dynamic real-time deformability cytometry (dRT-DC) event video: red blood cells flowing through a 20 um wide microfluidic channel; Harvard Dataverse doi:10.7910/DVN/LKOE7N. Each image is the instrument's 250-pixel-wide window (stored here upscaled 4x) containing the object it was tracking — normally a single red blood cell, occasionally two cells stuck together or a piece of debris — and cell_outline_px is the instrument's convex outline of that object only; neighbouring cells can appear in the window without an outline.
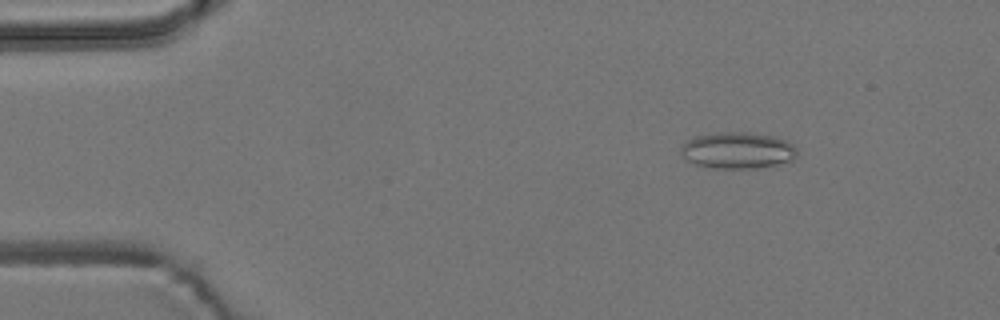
{"species": "common noctule bat (a hibernating species)", "species_latin": "Nyctalus noctula", "temperature_condition": "room temperature", "stored_images_in_passage": 7, "camera_frame_rate_fps": 3000, "um_per_image_px": 0.085, "animal": {"sex": "male", "body_mass_g": 19.2, "forearm_length_mm": 51.8}, "frame": {"image": 1, "passage_image": 3, "time_ms": 2.333, "image_size_px": [1000, 320], "cell_outline_px": [[796, 156], [792, 164], [756, 168], [716, 168], [696, 164], [684, 160], [680, 152], [680, 144], [692, 136], [716, 132], [748, 132], [772, 136], [788, 140], [796, 148]], "centroid_in_image_um": [62.71, 12.79], "position_along_channel_um": 22.3, "area_um2": 25.49}}
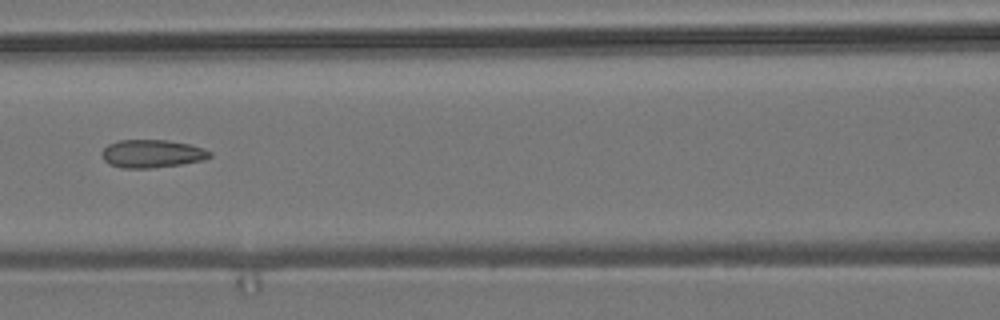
{"frame": {"image": 2, "passage_image": 7, "time_ms": 8.0, "image_size_px": [1000, 320], "cell_outline_px": [[212, 156], [204, 160], [180, 164], [152, 168], [120, 168], [108, 164], [104, 160], [100, 152], [108, 144], [120, 140], [168, 140], [188, 144], [204, 148], [212, 152]], "centroid_in_image_um": [12.91, 13.06], "position_along_channel_um": 153.7, "area_um2": 17.74}}